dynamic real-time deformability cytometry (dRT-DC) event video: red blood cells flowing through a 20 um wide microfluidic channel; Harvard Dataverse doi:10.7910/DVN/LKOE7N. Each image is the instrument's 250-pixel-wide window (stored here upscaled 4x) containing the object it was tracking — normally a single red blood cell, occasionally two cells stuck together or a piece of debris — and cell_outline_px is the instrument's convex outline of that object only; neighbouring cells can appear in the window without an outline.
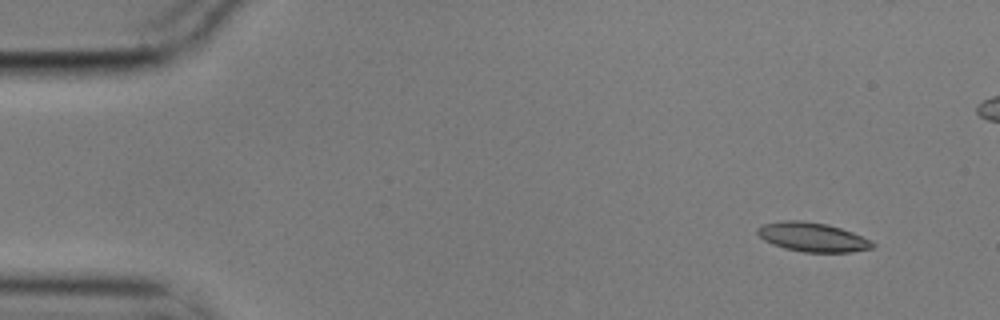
{"species": "common noctule bat (a hibernating species)", "species_latin": "Nyctalus noctula", "temperature_condition": "cold", "stored_images_in_passage": 6, "camera_frame_rate_fps": 3000, "um_per_image_px": 0.085, "animal": {"sex": "male", "body_mass_g": 17.9}, "frame": {"image": 1, "passage_image": 2, "time_ms": 0.333, "image_size_px": [1000, 320], "cell_outline_px": [[876, 244], [872, 248], [852, 252], [804, 252], [784, 248], [772, 244], [764, 240], [756, 232], [756, 228], [760, 224], [784, 220], [800, 220], [828, 224], [852, 232], [872, 240]], "centroid_in_image_um": [69.05, 20.15], "position_along_channel_um": 16.0, "area_um2": 19.71}}